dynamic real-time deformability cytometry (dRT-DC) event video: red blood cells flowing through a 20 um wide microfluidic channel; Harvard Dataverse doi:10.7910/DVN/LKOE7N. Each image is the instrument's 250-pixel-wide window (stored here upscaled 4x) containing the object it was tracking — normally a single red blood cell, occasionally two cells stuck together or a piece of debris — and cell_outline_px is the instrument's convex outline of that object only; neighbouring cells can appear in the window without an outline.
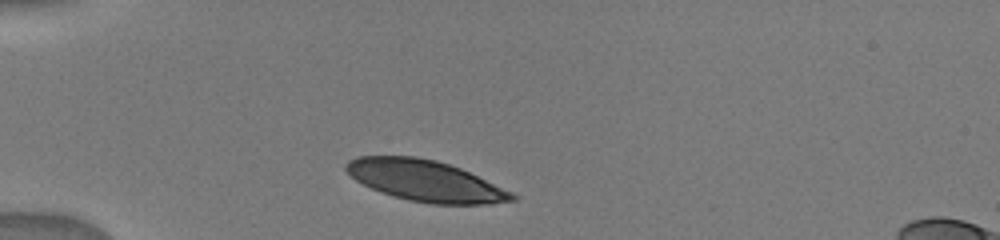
{"species": "human", "species_latin": "Homo sapiens", "temperature_condition": "warm", "stored_images_in_passage": 3, "camera_frame_rate_fps": 3000, "um_per_image_px": 0.085, "donor": {"sex": "male"}, "frame": {"image": 1, "passage_image": 1, "time_ms": 0.0, "image_size_px": [1000, 240], "cell_outline_px": [[520, 196], [516, 200], [492, 204], [432, 204], [408, 200], [380, 192], [356, 180], [344, 168], [344, 164], [348, 160], [356, 156], [416, 156], [436, 160], [460, 168], [512, 192]], "centroid_in_image_um": [36.16, 15.37], "position_along_channel_um": 48.8, "area_um2": 39.65}}
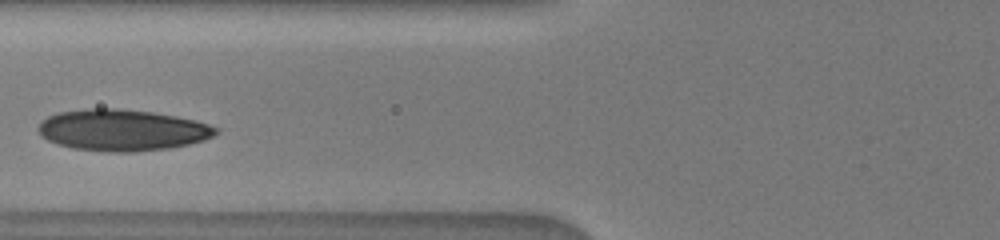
{"frame": {"image": 2, "passage_image": 3, "time_ms": 2.333, "image_size_px": [1000, 240], "cell_outline_px": [[220, 132], [204, 140], [188, 144], [168, 148], [136, 152], [108, 152], [72, 148], [48, 140], [40, 136], [36, 128], [40, 120], [56, 112], [88, 108], [116, 108], [152, 112], [176, 116], [196, 120], [220, 128]], "centroid_in_image_um": [10.36, 11.05], "position_along_channel_um": 115.4, "area_um2": 43.23}}